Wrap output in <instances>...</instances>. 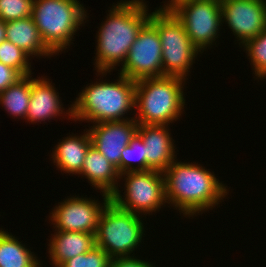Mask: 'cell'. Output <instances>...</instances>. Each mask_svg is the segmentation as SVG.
<instances>
[{
    "label": "cell",
    "mask_w": 266,
    "mask_h": 267,
    "mask_svg": "<svg viewBox=\"0 0 266 267\" xmlns=\"http://www.w3.org/2000/svg\"><path fill=\"white\" fill-rule=\"evenodd\" d=\"M51 236L47 250H49L50 265L53 267L96 246L95 234L92 233L55 231Z\"/></svg>",
    "instance_id": "cell-18"
},
{
    "label": "cell",
    "mask_w": 266,
    "mask_h": 267,
    "mask_svg": "<svg viewBox=\"0 0 266 267\" xmlns=\"http://www.w3.org/2000/svg\"><path fill=\"white\" fill-rule=\"evenodd\" d=\"M124 178V179H123ZM124 180V195L119 187L110 195L119 208L139 215H152L166 206L165 175L161 171H134L120 174Z\"/></svg>",
    "instance_id": "cell-8"
},
{
    "label": "cell",
    "mask_w": 266,
    "mask_h": 267,
    "mask_svg": "<svg viewBox=\"0 0 266 267\" xmlns=\"http://www.w3.org/2000/svg\"><path fill=\"white\" fill-rule=\"evenodd\" d=\"M149 22L160 37L163 76L188 80L192 65L201 52L191 42L183 24L167 7H159L151 12Z\"/></svg>",
    "instance_id": "cell-6"
},
{
    "label": "cell",
    "mask_w": 266,
    "mask_h": 267,
    "mask_svg": "<svg viewBox=\"0 0 266 267\" xmlns=\"http://www.w3.org/2000/svg\"><path fill=\"white\" fill-rule=\"evenodd\" d=\"M167 8L183 24L201 54L216 45L223 26L220 0H174Z\"/></svg>",
    "instance_id": "cell-9"
},
{
    "label": "cell",
    "mask_w": 266,
    "mask_h": 267,
    "mask_svg": "<svg viewBox=\"0 0 266 267\" xmlns=\"http://www.w3.org/2000/svg\"><path fill=\"white\" fill-rule=\"evenodd\" d=\"M83 134H70L55 145L50 156L57 167L65 174L78 175L83 166L87 151L92 145L88 129ZM74 135V136H73Z\"/></svg>",
    "instance_id": "cell-16"
},
{
    "label": "cell",
    "mask_w": 266,
    "mask_h": 267,
    "mask_svg": "<svg viewBox=\"0 0 266 267\" xmlns=\"http://www.w3.org/2000/svg\"><path fill=\"white\" fill-rule=\"evenodd\" d=\"M246 51L249 62H251L255 79H266V29L255 38L249 39L241 48Z\"/></svg>",
    "instance_id": "cell-22"
},
{
    "label": "cell",
    "mask_w": 266,
    "mask_h": 267,
    "mask_svg": "<svg viewBox=\"0 0 266 267\" xmlns=\"http://www.w3.org/2000/svg\"><path fill=\"white\" fill-rule=\"evenodd\" d=\"M103 202L91 197L81 198L76 195L67 197L53 207L49 220L54 231H71L95 234L99 219L106 205L111 201L110 195L103 193Z\"/></svg>",
    "instance_id": "cell-10"
},
{
    "label": "cell",
    "mask_w": 266,
    "mask_h": 267,
    "mask_svg": "<svg viewBox=\"0 0 266 267\" xmlns=\"http://www.w3.org/2000/svg\"><path fill=\"white\" fill-rule=\"evenodd\" d=\"M111 257L97 245L90 251L66 260L54 267H109Z\"/></svg>",
    "instance_id": "cell-25"
},
{
    "label": "cell",
    "mask_w": 266,
    "mask_h": 267,
    "mask_svg": "<svg viewBox=\"0 0 266 267\" xmlns=\"http://www.w3.org/2000/svg\"><path fill=\"white\" fill-rule=\"evenodd\" d=\"M88 131L92 145L114 166L120 173V158L123 149L137 134L138 123L134 118L123 121H106L92 124Z\"/></svg>",
    "instance_id": "cell-13"
},
{
    "label": "cell",
    "mask_w": 266,
    "mask_h": 267,
    "mask_svg": "<svg viewBox=\"0 0 266 267\" xmlns=\"http://www.w3.org/2000/svg\"><path fill=\"white\" fill-rule=\"evenodd\" d=\"M31 75V98L28 106V112L26 115V121L33 123H46L59 116H67L68 119L73 118L72 105L66 110L63 107L62 100L59 97L57 89L50 82L49 78L45 76H37L36 78Z\"/></svg>",
    "instance_id": "cell-15"
},
{
    "label": "cell",
    "mask_w": 266,
    "mask_h": 267,
    "mask_svg": "<svg viewBox=\"0 0 266 267\" xmlns=\"http://www.w3.org/2000/svg\"><path fill=\"white\" fill-rule=\"evenodd\" d=\"M34 0H0V19L4 22L32 16Z\"/></svg>",
    "instance_id": "cell-26"
},
{
    "label": "cell",
    "mask_w": 266,
    "mask_h": 267,
    "mask_svg": "<svg viewBox=\"0 0 266 267\" xmlns=\"http://www.w3.org/2000/svg\"><path fill=\"white\" fill-rule=\"evenodd\" d=\"M31 98V75L22 76L0 93L2 108L13 118L26 119Z\"/></svg>",
    "instance_id": "cell-21"
},
{
    "label": "cell",
    "mask_w": 266,
    "mask_h": 267,
    "mask_svg": "<svg viewBox=\"0 0 266 267\" xmlns=\"http://www.w3.org/2000/svg\"><path fill=\"white\" fill-rule=\"evenodd\" d=\"M21 77L22 76L15 69L0 62V93Z\"/></svg>",
    "instance_id": "cell-28"
},
{
    "label": "cell",
    "mask_w": 266,
    "mask_h": 267,
    "mask_svg": "<svg viewBox=\"0 0 266 267\" xmlns=\"http://www.w3.org/2000/svg\"><path fill=\"white\" fill-rule=\"evenodd\" d=\"M30 59L32 57L10 41L4 40L0 44V62L15 69L21 76L34 74Z\"/></svg>",
    "instance_id": "cell-23"
},
{
    "label": "cell",
    "mask_w": 266,
    "mask_h": 267,
    "mask_svg": "<svg viewBox=\"0 0 266 267\" xmlns=\"http://www.w3.org/2000/svg\"><path fill=\"white\" fill-rule=\"evenodd\" d=\"M88 179V183L100 193L112 195L120 186V173L93 145L87 151L82 170L78 177ZM119 183V185H118Z\"/></svg>",
    "instance_id": "cell-17"
},
{
    "label": "cell",
    "mask_w": 266,
    "mask_h": 267,
    "mask_svg": "<svg viewBox=\"0 0 266 267\" xmlns=\"http://www.w3.org/2000/svg\"><path fill=\"white\" fill-rule=\"evenodd\" d=\"M145 145L142 139L136 134L130 141L120 158V174L134 171H145ZM137 162V164H134ZM135 166H134V165Z\"/></svg>",
    "instance_id": "cell-24"
},
{
    "label": "cell",
    "mask_w": 266,
    "mask_h": 267,
    "mask_svg": "<svg viewBox=\"0 0 266 267\" xmlns=\"http://www.w3.org/2000/svg\"><path fill=\"white\" fill-rule=\"evenodd\" d=\"M6 27L5 22L0 19V44L6 40Z\"/></svg>",
    "instance_id": "cell-29"
},
{
    "label": "cell",
    "mask_w": 266,
    "mask_h": 267,
    "mask_svg": "<svg viewBox=\"0 0 266 267\" xmlns=\"http://www.w3.org/2000/svg\"><path fill=\"white\" fill-rule=\"evenodd\" d=\"M9 233L0 228V267H42L36 254Z\"/></svg>",
    "instance_id": "cell-20"
},
{
    "label": "cell",
    "mask_w": 266,
    "mask_h": 267,
    "mask_svg": "<svg viewBox=\"0 0 266 267\" xmlns=\"http://www.w3.org/2000/svg\"><path fill=\"white\" fill-rule=\"evenodd\" d=\"M109 267H155V265L136 256H124L111 258Z\"/></svg>",
    "instance_id": "cell-27"
},
{
    "label": "cell",
    "mask_w": 266,
    "mask_h": 267,
    "mask_svg": "<svg viewBox=\"0 0 266 267\" xmlns=\"http://www.w3.org/2000/svg\"><path fill=\"white\" fill-rule=\"evenodd\" d=\"M177 160L163 172L167 206L171 204L180 215L194 218L222 203L230 190L214 172L196 162Z\"/></svg>",
    "instance_id": "cell-2"
},
{
    "label": "cell",
    "mask_w": 266,
    "mask_h": 267,
    "mask_svg": "<svg viewBox=\"0 0 266 267\" xmlns=\"http://www.w3.org/2000/svg\"><path fill=\"white\" fill-rule=\"evenodd\" d=\"M121 67L118 74L134 81L163 76L160 37L149 21L141 28Z\"/></svg>",
    "instance_id": "cell-11"
},
{
    "label": "cell",
    "mask_w": 266,
    "mask_h": 267,
    "mask_svg": "<svg viewBox=\"0 0 266 267\" xmlns=\"http://www.w3.org/2000/svg\"><path fill=\"white\" fill-rule=\"evenodd\" d=\"M87 15V10L79 0L33 1L34 23L43 42L55 56L70 48L80 26H85L89 18Z\"/></svg>",
    "instance_id": "cell-5"
},
{
    "label": "cell",
    "mask_w": 266,
    "mask_h": 267,
    "mask_svg": "<svg viewBox=\"0 0 266 267\" xmlns=\"http://www.w3.org/2000/svg\"><path fill=\"white\" fill-rule=\"evenodd\" d=\"M89 84L71 103L72 120L97 124L134 118L124 116L128 112L132 113V110L135 109L136 81L119 74L117 81L110 82L105 79Z\"/></svg>",
    "instance_id": "cell-3"
},
{
    "label": "cell",
    "mask_w": 266,
    "mask_h": 267,
    "mask_svg": "<svg viewBox=\"0 0 266 267\" xmlns=\"http://www.w3.org/2000/svg\"><path fill=\"white\" fill-rule=\"evenodd\" d=\"M137 135L145 145V171L164 172L177 158L169 125L138 124Z\"/></svg>",
    "instance_id": "cell-14"
},
{
    "label": "cell",
    "mask_w": 266,
    "mask_h": 267,
    "mask_svg": "<svg viewBox=\"0 0 266 267\" xmlns=\"http://www.w3.org/2000/svg\"><path fill=\"white\" fill-rule=\"evenodd\" d=\"M141 219L142 215L123 210L110 201L97 225L96 245L111 258L133 256V251L141 246L145 237V225Z\"/></svg>",
    "instance_id": "cell-7"
},
{
    "label": "cell",
    "mask_w": 266,
    "mask_h": 267,
    "mask_svg": "<svg viewBox=\"0 0 266 267\" xmlns=\"http://www.w3.org/2000/svg\"><path fill=\"white\" fill-rule=\"evenodd\" d=\"M185 83V79L174 76L136 81L135 110L138 112L133 113L135 121L138 124L170 125L179 120L186 105Z\"/></svg>",
    "instance_id": "cell-4"
},
{
    "label": "cell",
    "mask_w": 266,
    "mask_h": 267,
    "mask_svg": "<svg viewBox=\"0 0 266 267\" xmlns=\"http://www.w3.org/2000/svg\"><path fill=\"white\" fill-rule=\"evenodd\" d=\"M174 0H169V1H167V3H165L166 1H164L163 3H164V5H160L159 7H167L170 3H172Z\"/></svg>",
    "instance_id": "cell-30"
},
{
    "label": "cell",
    "mask_w": 266,
    "mask_h": 267,
    "mask_svg": "<svg viewBox=\"0 0 266 267\" xmlns=\"http://www.w3.org/2000/svg\"><path fill=\"white\" fill-rule=\"evenodd\" d=\"M6 40L18 46L30 57H53L55 54L43 42L32 16L23 19L7 21Z\"/></svg>",
    "instance_id": "cell-19"
},
{
    "label": "cell",
    "mask_w": 266,
    "mask_h": 267,
    "mask_svg": "<svg viewBox=\"0 0 266 267\" xmlns=\"http://www.w3.org/2000/svg\"><path fill=\"white\" fill-rule=\"evenodd\" d=\"M222 23H227L239 46L266 29V0H220Z\"/></svg>",
    "instance_id": "cell-12"
},
{
    "label": "cell",
    "mask_w": 266,
    "mask_h": 267,
    "mask_svg": "<svg viewBox=\"0 0 266 267\" xmlns=\"http://www.w3.org/2000/svg\"><path fill=\"white\" fill-rule=\"evenodd\" d=\"M147 6L145 0H121L108 10L96 33L94 70L100 79L125 62L141 28L149 21Z\"/></svg>",
    "instance_id": "cell-1"
}]
</instances>
